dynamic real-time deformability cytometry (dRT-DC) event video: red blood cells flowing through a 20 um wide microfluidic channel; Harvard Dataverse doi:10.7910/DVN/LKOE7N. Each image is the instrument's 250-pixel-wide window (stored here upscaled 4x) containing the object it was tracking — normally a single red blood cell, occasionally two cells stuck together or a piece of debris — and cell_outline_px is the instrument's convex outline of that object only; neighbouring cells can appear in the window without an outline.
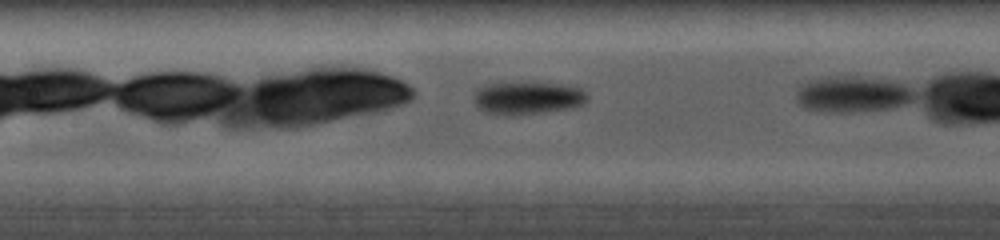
{"species": "common noctule bat (a hibernating species)", "species_latin": "Nyctalus noctula", "temperature_condition": "cold", "stored_images_in_passage": 17, "camera_frame_rate_fps": 5000, "um_per_image_px": 0.085, "animal": {"sex": "female", "body_mass_g": 19.0, "forearm_length_mm": 56.7}, "frame": {"image": 1, "passage_image": 8, "time_ms": 2.2, "image_size_px": [1000, 240], "cell_outline_px": [[584, 100], [580, 104], [568, 108], [536, 112], [488, 112], [480, 108], [476, 104], [476, 92], [484, 84], [504, 80], [536, 80], [564, 84], [580, 88], [584, 92]], "centroid_in_image_um": [44.82, 8.19], "position_along_channel_um": 162.6, "area_um2": 21.27}}